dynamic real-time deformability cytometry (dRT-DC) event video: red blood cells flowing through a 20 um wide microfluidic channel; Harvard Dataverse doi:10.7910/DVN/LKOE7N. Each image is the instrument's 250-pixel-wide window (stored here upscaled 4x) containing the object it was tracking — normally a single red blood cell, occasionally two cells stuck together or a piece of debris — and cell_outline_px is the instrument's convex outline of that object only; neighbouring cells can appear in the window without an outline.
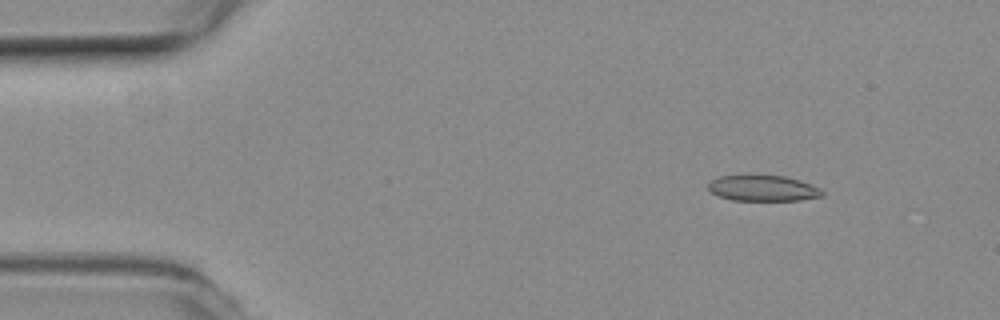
{"species": "common noctule bat (a hibernating species)", "species_latin": "Nyctalus noctula", "temperature_condition": "room temperature", "stored_images_in_passage": 54, "camera_frame_rate_fps": 3000, "um_per_image_px": 0.085, "animal": {"sex": "female", "body_mass_g": 19.3, "forearm_length_mm": 54.1}, "frame": {"image": 1, "passage_image": 7, "time_ms": 2.0, "image_size_px": [1000, 320], "cell_outline_px": [[824, 196], [800, 200], [732, 200], [720, 196], [712, 192], [708, 188], [708, 184], [712, 180], [720, 176], [748, 172], [784, 176], [800, 180], [820, 188], [824, 192]], "centroid_in_image_um": [64.84, 15.95], "position_along_channel_um": 20.2, "area_um2": 17.8}}
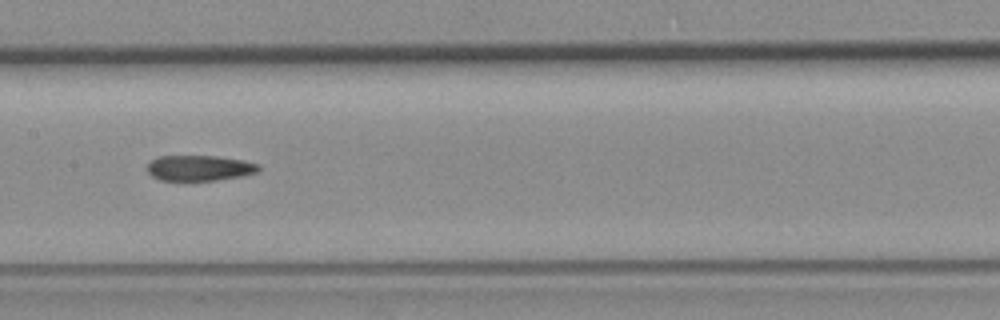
{"frame": {"image": 2, "passage_image": 27, "time_ms": 8.667, "image_size_px": [1000, 320], "cell_outline_px": [[260, 168], [256, 172], [244, 176], [216, 180], [160, 180], [152, 176], [148, 172], [148, 164], [152, 160], [160, 156], [216, 156], [240, 160], [260, 164]], "centroid_in_image_um": [16.96, 14.28], "position_along_channel_um": 190.4, "area_um2": 16.42}}
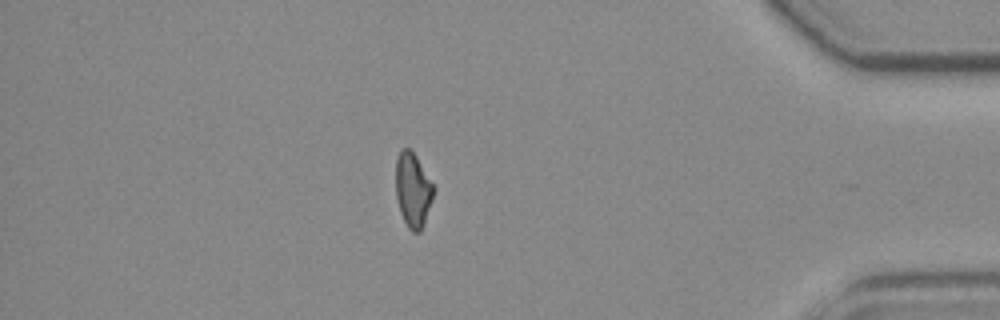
{"frame": {"image": 3, "passage_image": 47, "time_ms": 15.333, "image_size_px": [1000, 320], "cell_outline_px": [[436, 188], [424, 224], [420, 232], [412, 232], [408, 228], [400, 212], [396, 196], [396, 156], [400, 148], [408, 148], [416, 156]], "centroid_in_image_um": [35.1, 16.14], "position_along_channel_um": 400.1, "area_um2": 16.53}, "authors_computed_cell_mechanics": {"area_um2": 17.7735, "velocity_mm_per_s": 3.7957, "shape_relaxation_time_tau1_ms": null, "shape_relaxation_time_tau2_ms": 7.3535, "deformation_change_tau1": null, "deformation_change_tau2": 0.1669}}